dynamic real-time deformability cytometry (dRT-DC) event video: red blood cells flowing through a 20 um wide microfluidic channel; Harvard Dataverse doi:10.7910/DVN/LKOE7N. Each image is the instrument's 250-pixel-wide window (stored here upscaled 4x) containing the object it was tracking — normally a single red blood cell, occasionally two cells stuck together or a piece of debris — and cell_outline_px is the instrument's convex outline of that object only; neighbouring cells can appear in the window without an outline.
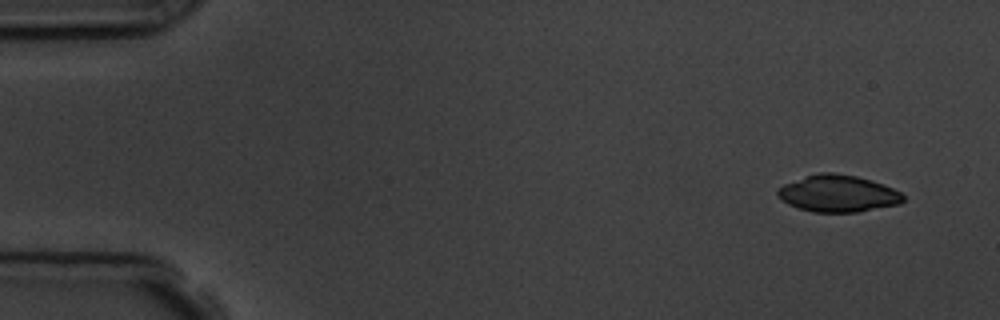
{"species": "common noctule bat (a hibernating species)", "species_latin": "Nyctalus noctula", "temperature_condition": "room temperature", "stored_images_in_passage": 5, "camera_frame_rate_fps": 3000, "um_per_image_px": 0.085, "animal": {"sex": "male", "body_mass_g": 19.5, "forearm_length_mm": 54.6}, "frame": {"image": 1, "passage_image": 1, "time_ms": 0.0, "image_size_px": [1000, 320], "cell_outline_px": [[904, 200], [900, 204], [860, 212], [812, 212], [788, 204], [776, 196], [776, 188], [784, 184], [804, 176], [820, 172], [832, 172], [856, 176], [872, 180], [892, 188], [900, 192], [904, 196]], "centroid_in_image_um": [71.21, 16.45], "position_along_channel_um": 13.8, "area_um2": 27.17}}
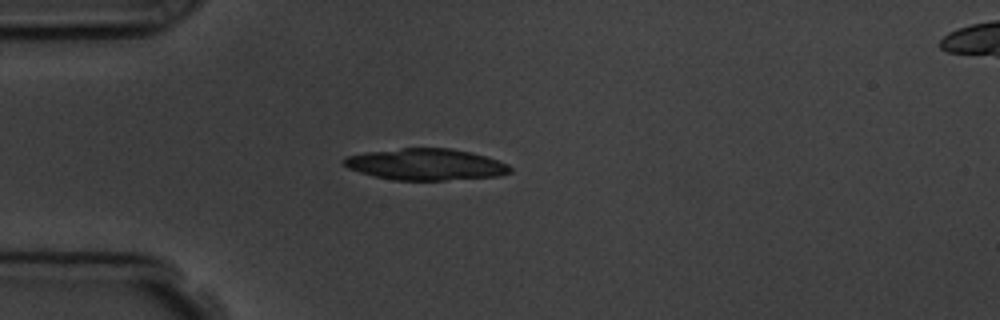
{"frame": {"image": 2, "passage_image": 4, "time_ms": 3.667, "image_size_px": [1000, 320], "cell_outline_px": [[512, 172], [500, 176], [444, 180], [396, 180], [376, 176], [360, 172], [348, 168], [340, 160], [344, 156], [368, 152], [400, 148], [452, 148], [472, 152], [508, 164], [512, 168]], "centroid_in_image_um": [36.2, 13.97], "position_along_channel_um": 48.8, "area_um2": 30.46}}